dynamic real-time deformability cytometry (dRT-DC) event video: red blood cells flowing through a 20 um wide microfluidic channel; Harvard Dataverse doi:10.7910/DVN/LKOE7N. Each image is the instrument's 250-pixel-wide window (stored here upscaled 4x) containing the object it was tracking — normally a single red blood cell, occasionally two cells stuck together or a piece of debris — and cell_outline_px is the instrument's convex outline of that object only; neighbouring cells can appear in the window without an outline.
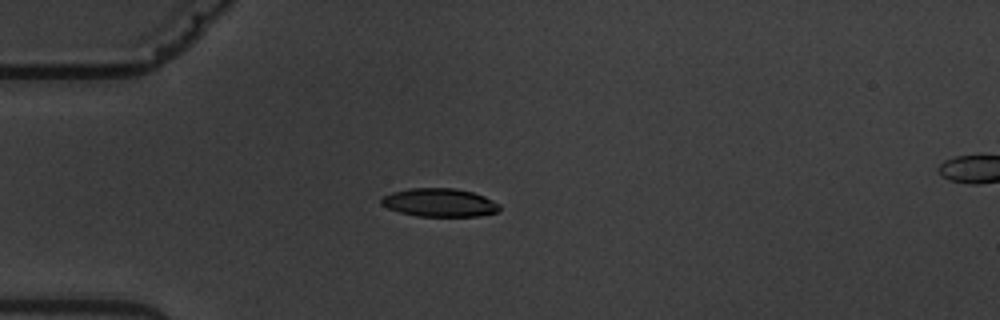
{"species": "common noctule bat (a hibernating species)", "species_latin": "Nyctalus noctula", "temperature_condition": "warm", "stored_images_in_passage": 9, "camera_frame_rate_fps": 3000, "um_per_image_px": 0.085, "animal": {"sex": "male", "body_mass_g": 19.5, "forearm_length_mm": 54.6}, "frame": {"image": 1, "passage_image": 3, "time_ms": 2.333, "image_size_px": [1000, 320], "cell_outline_px": [[500, 208], [496, 212], [480, 216], [416, 216], [400, 212], [388, 208], [380, 204], [380, 200], [384, 196], [392, 192], [412, 188], [456, 188], [472, 192], [484, 196], [500, 204]], "centroid_in_image_um": [37.36, 17.22], "position_along_channel_um": 47.6, "area_um2": 19.48}}
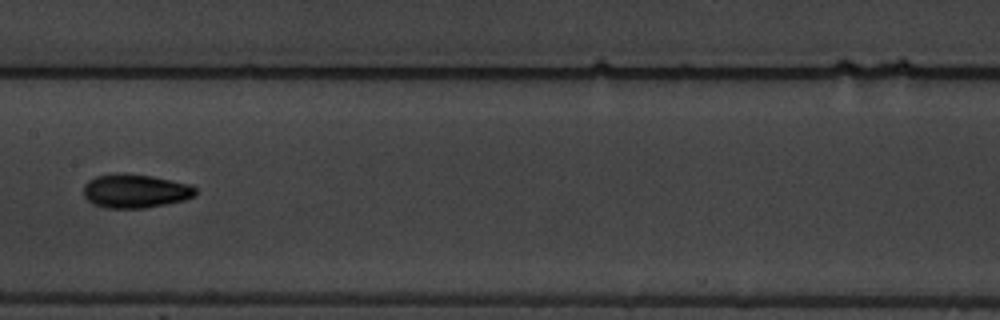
{"frame": {"image": 2, "passage_image": 7, "time_ms": 7.0, "image_size_px": [1000, 320], "cell_outline_px": [[196, 192], [192, 196], [184, 200], [144, 208], [108, 208], [92, 204], [84, 196], [84, 184], [88, 180], [96, 176], [116, 172], [124, 172], [152, 176], [192, 184], [196, 188]], "centroid_in_image_um": [11.47, 16.21], "position_along_channel_um": 195.9, "area_um2": 22.25}}
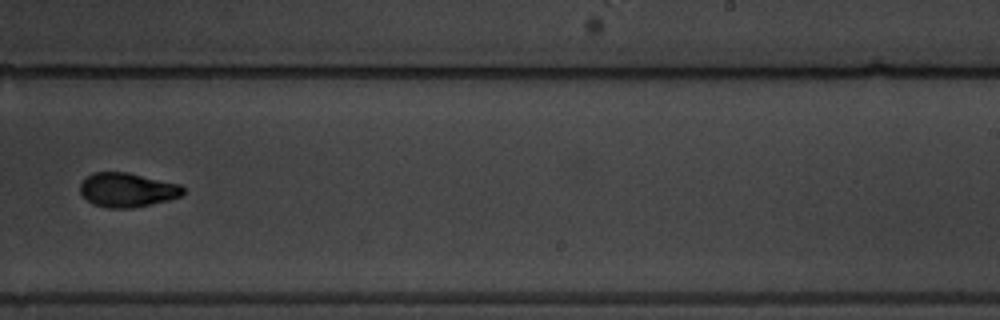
{"frame": {"image": 3, "passage_image": 9, "time_ms": 9.333, "image_size_px": [1000, 320], "cell_outline_px": [[184, 192], [180, 196], [168, 200], [152, 204], [132, 208], [108, 208], [92, 204], [80, 192], [80, 184], [92, 172], [128, 172], [180, 184], [184, 188]], "centroid_in_image_um": [10.82, 16.14], "position_along_channel_um": 278.2, "area_um2": 20.52}}